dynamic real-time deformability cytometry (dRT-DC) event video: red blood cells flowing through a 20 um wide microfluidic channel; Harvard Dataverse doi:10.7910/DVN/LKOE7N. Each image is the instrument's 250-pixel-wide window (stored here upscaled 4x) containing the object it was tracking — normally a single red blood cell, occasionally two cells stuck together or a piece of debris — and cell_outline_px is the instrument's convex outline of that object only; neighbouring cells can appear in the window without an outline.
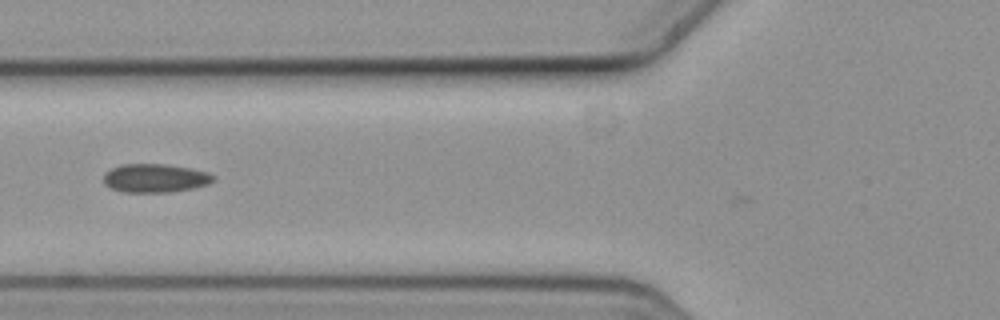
{"species": "common noctule bat (a hibernating species)", "species_latin": "Nyctalus noctula", "temperature_condition": "cold", "stored_images_in_passage": 6, "camera_frame_rate_fps": 3000, "um_per_image_px": 0.085, "animal": {"sex": "female", "body_mass_g": 19.3, "forearm_length_mm": 54.1}, "frame": {"image": 1, "passage_image": 5, "time_ms": 1.333, "image_size_px": [1000, 320], "cell_outline_px": [[216, 180], [208, 184], [192, 188], [168, 192], [124, 192], [112, 188], [104, 184], [104, 172], [112, 168], [124, 164], [164, 164], [192, 168], [208, 172], [216, 176]], "centroid_in_image_um": [13.21, 15.13], "position_along_channel_um": 112.6, "area_um2": 18.32}}